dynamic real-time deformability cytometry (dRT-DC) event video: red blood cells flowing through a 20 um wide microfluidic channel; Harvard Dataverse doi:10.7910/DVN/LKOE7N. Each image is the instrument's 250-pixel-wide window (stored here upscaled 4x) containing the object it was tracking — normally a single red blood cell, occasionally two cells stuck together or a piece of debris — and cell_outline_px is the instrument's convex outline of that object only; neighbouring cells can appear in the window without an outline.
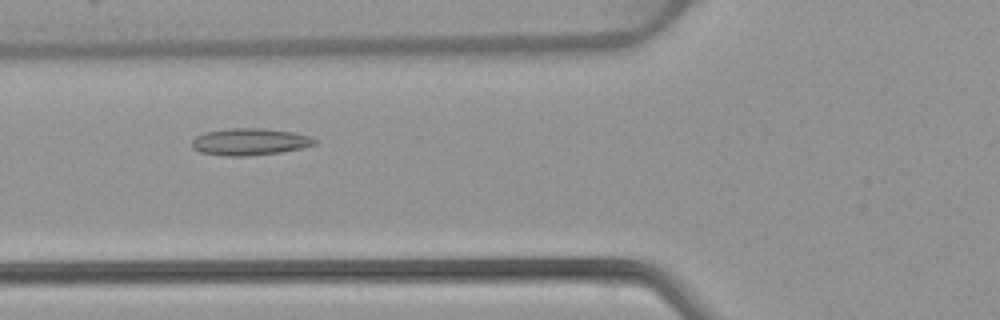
{"species": "common noctule bat (a hibernating species)", "species_latin": "Nyctalus noctula", "temperature_condition": "warm", "stored_images_in_passage": 51, "camera_frame_rate_fps": 3000, "um_per_image_px": 0.085, "animal": {"sex": "female", "body_mass_g": 22.7, "forearm_length_mm": 54.2}, "frame": {"image": 1, "passage_image": 19, "time_ms": 6.0, "image_size_px": [1000, 320], "cell_outline_px": [[316, 144], [300, 148], [280, 152], [248, 156], [228, 156], [200, 152], [192, 148], [192, 140], [196, 136], [204, 132], [232, 128], [264, 128], [296, 132], [308, 136], [316, 140]], "centroid_in_image_um": [21.22, 12.04], "position_along_channel_um": 104.6, "area_um2": 19.25}}
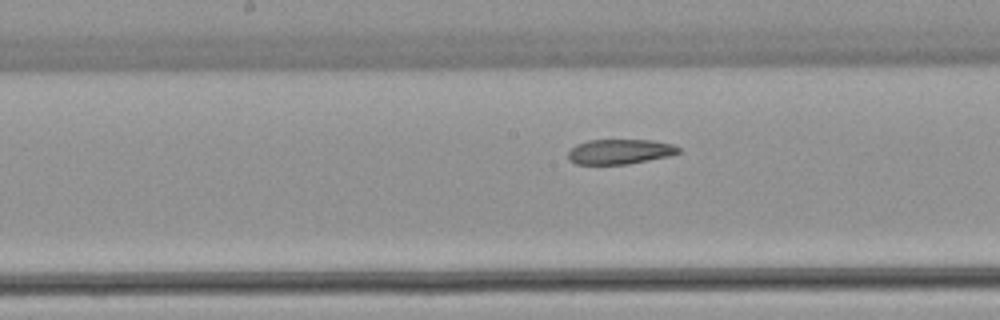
{"frame": {"image": 2, "passage_image": 26, "time_ms": 8.333, "image_size_px": [1000, 320], "cell_outline_px": [[680, 152], [668, 156], [628, 164], [576, 164], [568, 160], [568, 152], [576, 144], [588, 140], [652, 140], [672, 144], [680, 148]], "centroid_in_image_um": [52.66, 12.89], "position_along_channel_um": 195.5, "area_um2": 16.01}}
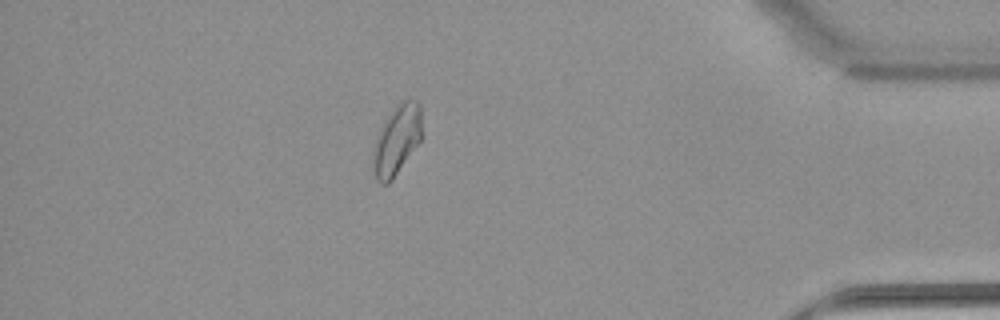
{"frame": {"image": 3, "passage_image": 45, "time_ms": 14.667, "image_size_px": [1000, 320], "cell_outline_px": [[420, 140], [392, 180], [388, 184], [380, 184], [376, 180], [372, 156], [372, 148], [376, 136], [380, 128], [396, 104], [400, 100], [416, 100], [420, 104]], "centroid_in_image_um": [33.68, 11.91], "position_along_channel_um": 401.5, "area_um2": 19.59}, "authors_computed_cell_mechanics": {"area_um2": 18.785, "velocity_mm_per_s": 3.8945, "shape_relaxation_time_tau1_ms": null, "shape_relaxation_time_tau2_ms": 3.0597, "deformation_change_tau1": null, "deformation_change_tau2": 0.0974}}